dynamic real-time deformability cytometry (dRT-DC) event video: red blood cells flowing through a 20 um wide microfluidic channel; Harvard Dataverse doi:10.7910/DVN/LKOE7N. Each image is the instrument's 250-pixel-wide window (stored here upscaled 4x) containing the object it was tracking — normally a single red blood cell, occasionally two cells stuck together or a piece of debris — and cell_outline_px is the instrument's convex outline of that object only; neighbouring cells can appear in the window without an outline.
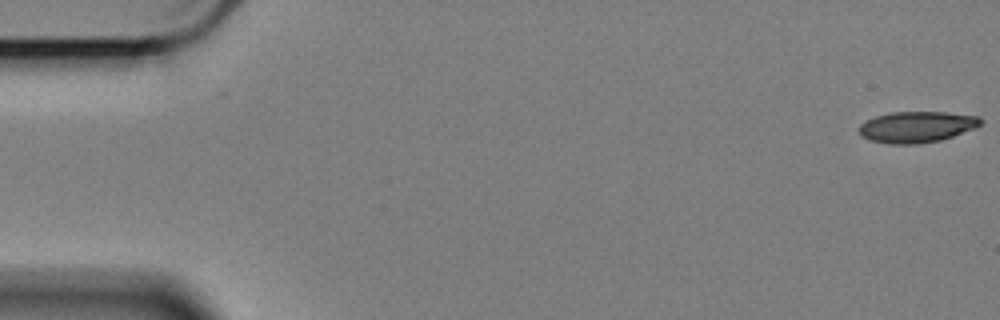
{"species": "Egyptian fruit bat (a non-hibernating species)", "species_latin": "Rousettus aegyptiacus", "temperature_condition": "cold", "stored_images_in_passage": 59, "camera_frame_rate_fps": 3000, "um_per_image_px": 0.085, "animal": {"sex": "female"}, "frame": {"image": 1, "passage_image": 1, "time_ms": 0.0, "image_size_px": [1000, 320], "cell_outline_px": [[984, 120], [976, 128], [940, 140], [916, 144], [888, 144], [868, 140], [860, 136], [860, 124], [876, 116], [892, 112], [944, 112], [980, 116]], "centroid_in_image_um": [77.93, 10.79], "position_along_channel_um": 7.1, "area_um2": 22.08}}
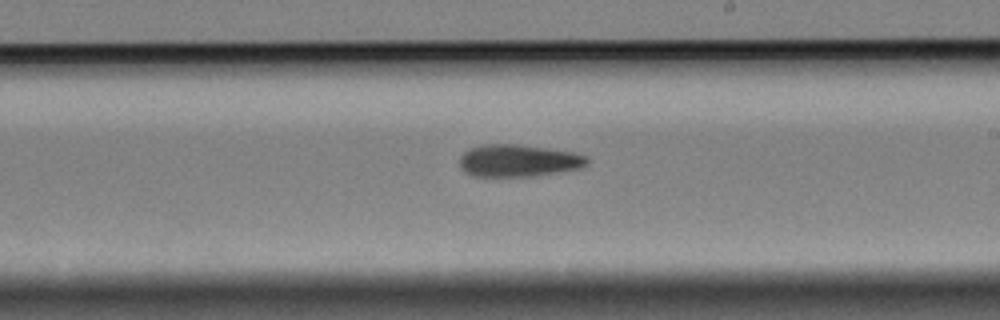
{"frame": {"image": 2, "passage_image": 34, "time_ms": 11.0, "image_size_px": [1000, 320], "cell_outline_px": [[588, 164], [580, 168], [532, 176], [472, 176], [464, 172], [460, 168], [460, 156], [468, 148], [484, 144], [516, 144], [548, 148], [572, 152], [588, 156]], "centroid_in_image_um": [44.03, 13.65], "position_along_channel_um": 245.0, "area_um2": 23.99}}
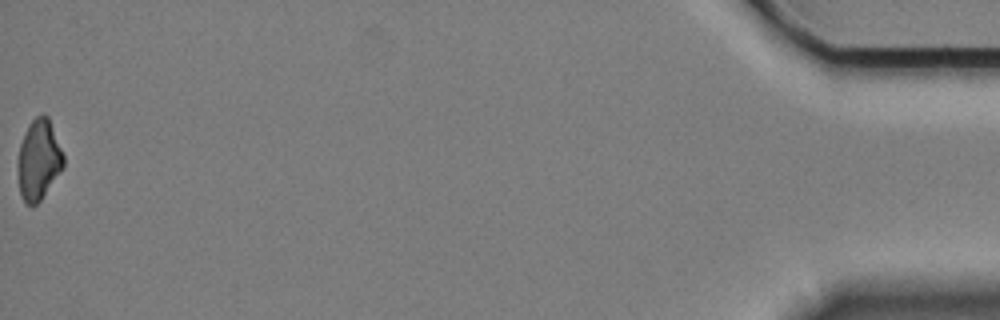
{"frame": {"image": 3, "passage_image": 59, "time_ms": 19.333, "image_size_px": [1000, 320], "cell_outline_px": [[64, 168], [40, 200], [36, 204], [28, 204], [24, 200], [20, 192], [20, 144], [28, 124], [36, 116], [48, 116], [64, 156]], "centroid_in_image_um": [3.34, 13.56], "position_along_channel_um": 431.9, "area_um2": 20.58}}